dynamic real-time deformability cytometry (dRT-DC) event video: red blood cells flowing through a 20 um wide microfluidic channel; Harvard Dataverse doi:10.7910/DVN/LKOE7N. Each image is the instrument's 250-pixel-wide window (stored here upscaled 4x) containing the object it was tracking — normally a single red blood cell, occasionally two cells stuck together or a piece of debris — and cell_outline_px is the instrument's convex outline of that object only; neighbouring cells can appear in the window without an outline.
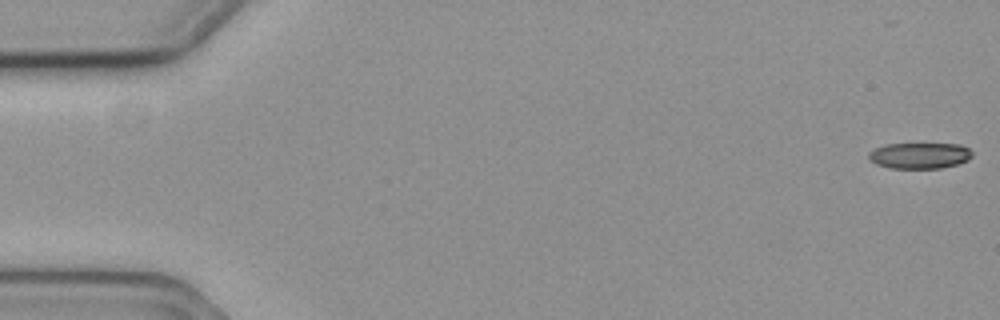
{"species": "common noctule bat (a hibernating species)", "species_latin": "Nyctalus noctula", "temperature_condition": "cold", "stored_images_in_passage": 2, "camera_frame_rate_fps": 3000, "um_per_image_px": 0.085, "animal": {"sex": "female", "body_mass_g": 19.3, "forearm_length_mm": 54.1}, "frame": {"image": 1, "passage_image": 2, "time_ms": 0.333, "image_size_px": [1000, 320], "cell_outline_px": [[972, 156], [968, 160], [956, 164], [940, 168], [892, 168], [876, 164], [868, 160], [868, 152], [884, 144], [960, 144], [968, 148], [972, 152]], "centroid_in_image_um": [78.14, 13.22], "position_along_channel_um": 6.9, "area_um2": 15.66}}